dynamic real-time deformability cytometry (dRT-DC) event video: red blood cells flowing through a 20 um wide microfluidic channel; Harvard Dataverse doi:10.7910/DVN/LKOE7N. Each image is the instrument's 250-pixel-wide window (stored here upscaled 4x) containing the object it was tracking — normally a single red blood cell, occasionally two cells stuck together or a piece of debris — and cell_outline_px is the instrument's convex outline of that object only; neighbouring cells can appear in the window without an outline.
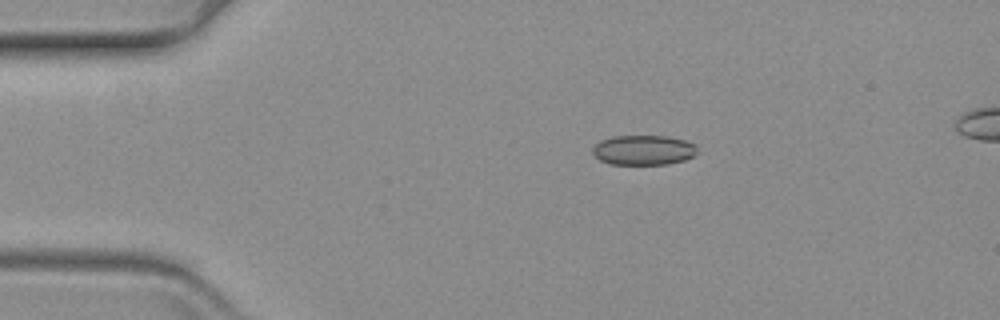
{"species": "common noctule bat (a hibernating species)", "species_latin": "Nyctalus noctula", "temperature_condition": "warm", "stored_images_in_passage": 50, "camera_frame_rate_fps": 3000, "um_per_image_px": 0.085, "animal": {"sex": "female", "body_mass_g": 19.3, "forearm_length_mm": 54.1}, "frame": {"image": 1, "passage_image": 1, "time_ms": 0.0, "image_size_px": [1000, 320], "cell_outline_px": [[696, 152], [692, 156], [684, 160], [668, 164], [612, 164], [600, 160], [592, 152], [592, 148], [600, 140], [612, 136], [668, 136], [684, 140], [696, 144]], "centroid_in_image_um": [54.69, 12.75], "position_along_channel_um": 30.3, "area_um2": 18.15}}
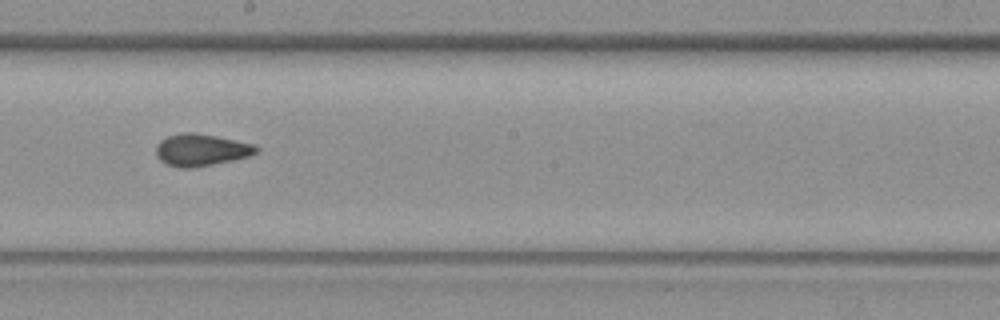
{"frame": {"image": 2, "passage_image": 23, "time_ms": 7.333, "image_size_px": [1000, 320], "cell_outline_px": [[260, 148], [256, 152], [248, 156], [232, 160], [192, 168], [180, 168], [164, 164], [156, 156], [156, 144], [160, 140], [168, 136], [184, 132], [192, 132], [216, 136], [252, 144]], "centroid_in_image_um": [17.03, 12.75], "position_along_channel_um": 231.2, "area_um2": 18.61}}
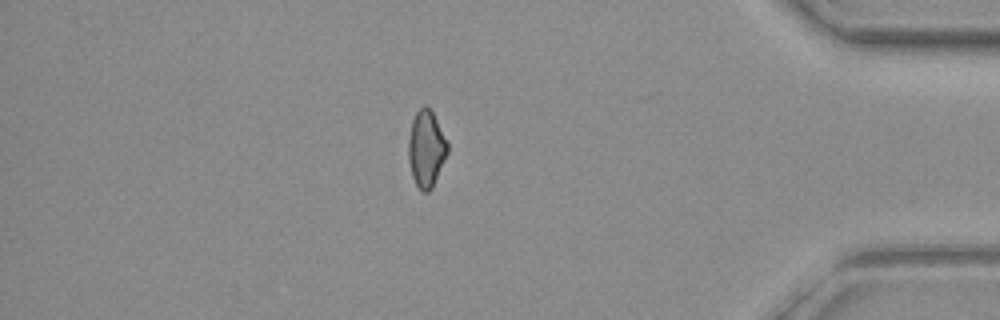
{"frame": {"image": 3, "passage_image": 41, "time_ms": 13.333, "image_size_px": [1000, 320], "cell_outline_px": [[448, 152], [432, 188], [428, 192], [424, 192], [416, 184], [412, 176], [408, 160], [408, 140], [412, 120], [416, 112], [424, 104], [432, 112], [448, 140]], "centroid_in_image_um": [36.23, 12.63], "position_along_channel_um": 399.0, "area_um2": 17.46}}